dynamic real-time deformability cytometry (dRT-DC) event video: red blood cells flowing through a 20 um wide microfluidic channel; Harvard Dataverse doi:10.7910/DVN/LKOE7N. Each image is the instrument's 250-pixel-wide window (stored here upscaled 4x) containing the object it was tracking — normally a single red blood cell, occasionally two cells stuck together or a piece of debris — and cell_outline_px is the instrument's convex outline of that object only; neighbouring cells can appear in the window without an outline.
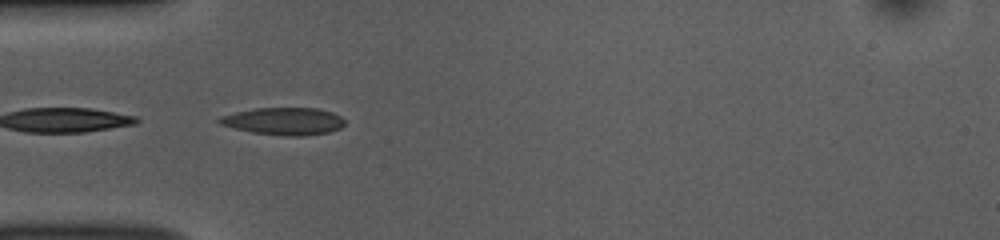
{"species": "common noctule bat (a hibernating species)", "species_latin": "Nyctalus noctula", "temperature_condition": "room temperature", "stored_images_in_passage": 31, "camera_frame_rate_fps": 3000, "um_per_image_px": 0.085, "animal": {"sex": "female", "body_mass_g": 10.0, "forearm_length_mm": 53.1}, "frame": {"image": 1, "passage_image": 3, "time_ms": 0.667, "image_size_px": [1000, 240], "cell_outline_px": [[344, 124], [340, 128], [328, 132], [304, 136], [288, 136], [252, 132], [220, 124], [216, 120], [220, 116], [236, 112], [256, 108], [316, 108], [332, 112], [340, 116], [344, 120]], "centroid_in_image_um": [24.13, 10.3], "position_along_channel_um": 60.9, "area_um2": 19.83}}
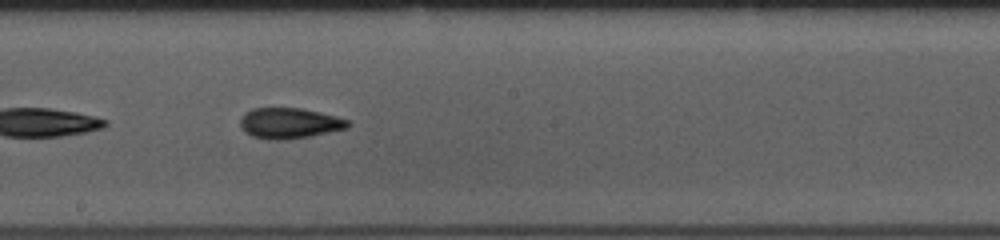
{"frame": {"image": 2, "passage_image": 16, "time_ms": 5.0, "image_size_px": [1000, 240], "cell_outline_px": [[352, 124], [348, 128], [288, 140], [268, 140], [252, 136], [244, 132], [240, 128], [240, 120], [244, 112], [252, 108], [300, 108], [320, 112], [336, 116], [348, 120]], "centroid_in_image_um": [24.57, 10.47], "position_along_channel_um": 223.6, "area_um2": 19.42}}
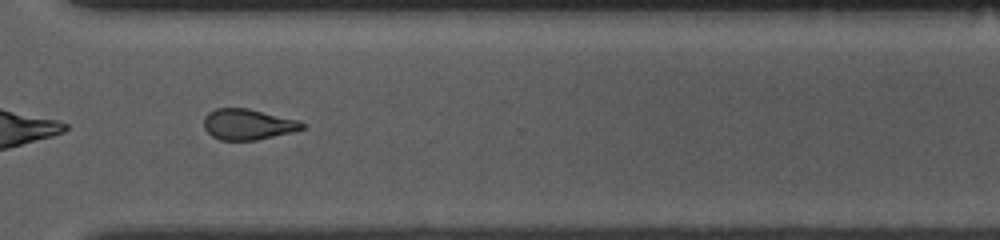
{"frame": {"image": 3, "passage_image": 26, "time_ms": 8.333, "image_size_px": [1000, 240], "cell_outline_px": [[308, 124], [304, 128], [256, 140], [220, 140], [212, 136], [204, 128], [204, 116], [208, 112], [216, 108], [248, 108], [300, 120]], "centroid_in_image_um": [21.06, 10.55], "position_along_channel_um": 349.5, "area_um2": 17.63}, "authors_computed_cell_mechanics": {"area_um2": 18.4382, "velocity_mm_per_s": 3.7889, "shape_relaxation_time_tau1_ms": 7.1646, "shape_relaxation_time_tau2_ms": 2.9848, "deformation_change_tau1": 0.187, "deformation_change_tau2": 0.1233}}